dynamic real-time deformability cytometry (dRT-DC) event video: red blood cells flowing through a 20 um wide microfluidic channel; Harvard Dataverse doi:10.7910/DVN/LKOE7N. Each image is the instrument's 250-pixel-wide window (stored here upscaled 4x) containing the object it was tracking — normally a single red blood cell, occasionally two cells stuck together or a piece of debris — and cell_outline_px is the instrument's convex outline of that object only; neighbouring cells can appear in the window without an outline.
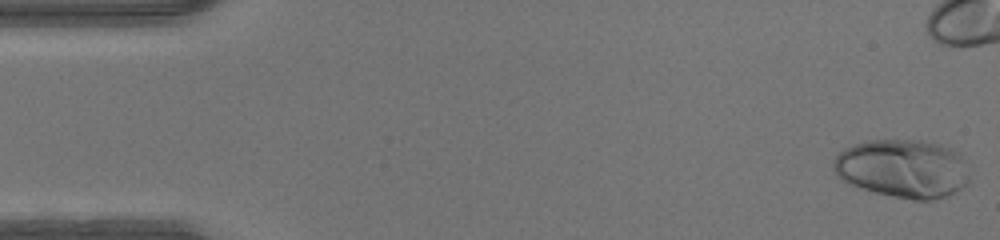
{"species": "human", "species_latin": "Homo sapiens", "temperature_condition": "warm", "stored_images_in_passage": 37, "camera_frame_rate_fps": 3000, "um_per_image_px": 0.085, "donor": {"sex": "male"}, "frame": {"image": 1, "passage_image": 1, "time_ms": 0.0, "image_size_px": [1000, 240], "cell_outline_px": [[968, 184], [944, 196], [932, 200], [916, 200], [876, 192], [860, 188], [840, 180], [836, 176], [832, 168], [832, 160], [844, 148], [864, 140], [920, 140], [952, 148], [964, 160], [968, 176]], "centroid_in_image_um": [76.67, 14.31], "position_along_channel_um": 8.3, "area_um2": 46.24}}
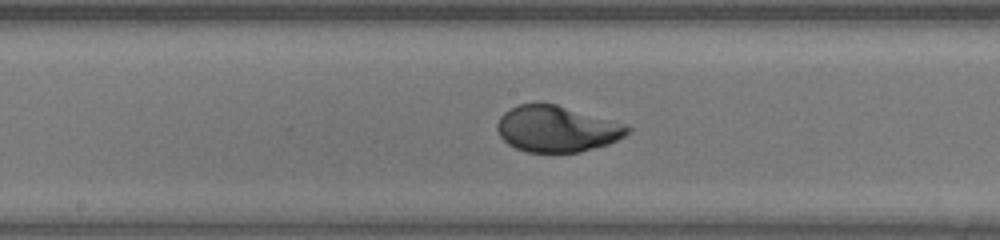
{"frame": {"image": 2, "passage_image": 24, "time_ms": 7.667, "image_size_px": [1000, 240], "cell_outline_px": [[632, 128], [624, 136], [608, 144], [580, 152], [528, 152], [516, 148], [508, 144], [500, 136], [496, 128], [496, 124], [500, 116], [504, 112], [520, 104], [556, 104], [624, 124]], "centroid_in_image_um": [47.3, 10.97], "position_along_channel_um": 200.9, "area_um2": 34.62}}
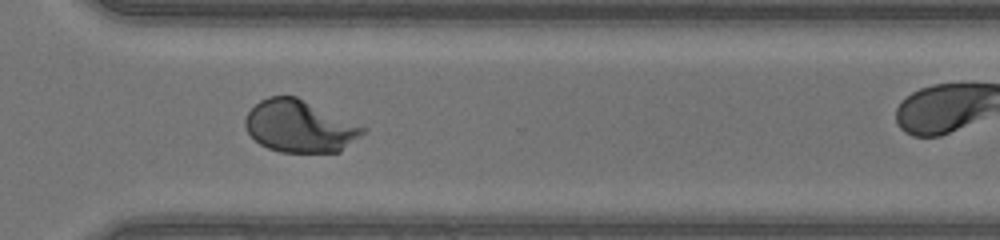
{"frame": {"image": 3, "passage_image": 34, "time_ms": 11.0, "image_size_px": [1000, 240], "cell_outline_px": [[368, 128], [360, 136], [340, 152], [280, 152], [268, 148], [260, 144], [248, 132], [244, 124], [244, 120], [248, 112], [260, 100], [268, 96], [296, 96]], "centroid_in_image_um": [25.47, 10.73], "position_along_channel_um": 345.1, "area_um2": 35.55}}